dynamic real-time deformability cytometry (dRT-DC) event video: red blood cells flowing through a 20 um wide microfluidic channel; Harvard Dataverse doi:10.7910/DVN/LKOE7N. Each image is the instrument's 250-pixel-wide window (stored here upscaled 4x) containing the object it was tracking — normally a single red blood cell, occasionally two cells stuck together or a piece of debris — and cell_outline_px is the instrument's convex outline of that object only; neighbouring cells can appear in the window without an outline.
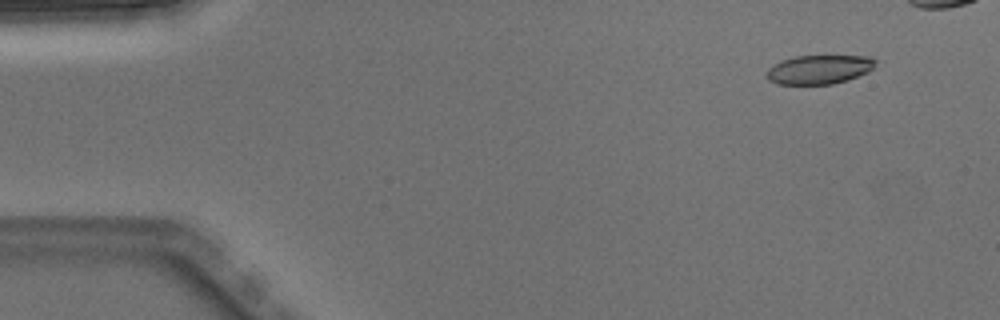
{"species": "Egyptian fruit bat (a non-hibernating species)", "species_latin": "Rousettus aegyptiacus", "temperature_condition": "warm", "stored_images_in_passage": 6, "camera_frame_rate_fps": 3000, "um_per_image_px": 0.085, "animal": {"sex": "male"}, "frame": {"image": 1, "passage_image": 1, "time_ms": 0.0, "image_size_px": [1000, 320], "cell_outline_px": [[876, 64], [868, 72], [848, 80], [832, 84], [776, 84], [768, 80], [768, 68], [772, 64], [780, 60], [792, 56], [872, 56], [876, 60]], "centroid_in_image_um": [69.62, 5.9], "position_along_channel_um": 15.4, "area_um2": 18.55}}